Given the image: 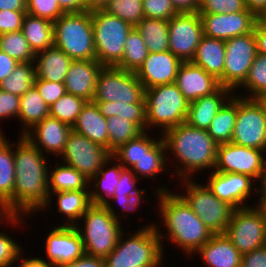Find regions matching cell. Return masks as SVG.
I'll return each instance as SVG.
<instances>
[{
    "instance_id": "16",
    "label": "cell",
    "mask_w": 266,
    "mask_h": 267,
    "mask_svg": "<svg viewBox=\"0 0 266 267\" xmlns=\"http://www.w3.org/2000/svg\"><path fill=\"white\" fill-rule=\"evenodd\" d=\"M265 161V151L232 142L223 143L217 146L214 171L248 175L259 184L263 176Z\"/></svg>"
},
{
    "instance_id": "72",
    "label": "cell",
    "mask_w": 266,
    "mask_h": 267,
    "mask_svg": "<svg viewBox=\"0 0 266 267\" xmlns=\"http://www.w3.org/2000/svg\"><path fill=\"white\" fill-rule=\"evenodd\" d=\"M260 20L266 24V12L263 14V16L260 18Z\"/></svg>"
},
{
    "instance_id": "19",
    "label": "cell",
    "mask_w": 266,
    "mask_h": 267,
    "mask_svg": "<svg viewBox=\"0 0 266 267\" xmlns=\"http://www.w3.org/2000/svg\"><path fill=\"white\" fill-rule=\"evenodd\" d=\"M204 36L221 40L252 33L259 18L248 9L229 14L199 13Z\"/></svg>"
},
{
    "instance_id": "61",
    "label": "cell",
    "mask_w": 266,
    "mask_h": 267,
    "mask_svg": "<svg viewBox=\"0 0 266 267\" xmlns=\"http://www.w3.org/2000/svg\"><path fill=\"white\" fill-rule=\"evenodd\" d=\"M19 62L0 50V83L15 69Z\"/></svg>"
},
{
    "instance_id": "44",
    "label": "cell",
    "mask_w": 266,
    "mask_h": 267,
    "mask_svg": "<svg viewBox=\"0 0 266 267\" xmlns=\"http://www.w3.org/2000/svg\"><path fill=\"white\" fill-rule=\"evenodd\" d=\"M139 189L138 191L131 193L128 195V197H112L105 203V207L108 209V211L121 223L125 224L127 220H129L128 215L130 213H133L135 215L136 210H140L139 208L142 207L140 206L142 204V201L144 200L143 203L147 205V203L150 204L149 201H151L150 197L147 195V189ZM148 196V197H147ZM147 202V203H146ZM114 204V205H113ZM118 205L117 207L115 206ZM116 208H118L116 211ZM121 208V209H119ZM122 212L120 213L119 212ZM130 212V213H129ZM122 215V216H121ZM123 221H122V219ZM126 221V222H125Z\"/></svg>"
},
{
    "instance_id": "59",
    "label": "cell",
    "mask_w": 266,
    "mask_h": 267,
    "mask_svg": "<svg viewBox=\"0 0 266 267\" xmlns=\"http://www.w3.org/2000/svg\"><path fill=\"white\" fill-rule=\"evenodd\" d=\"M257 53L266 56V24L260 19L256 22L253 30Z\"/></svg>"
},
{
    "instance_id": "48",
    "label": "cell",
    "mask_w": 266,
    "mask_h": 267,
    "mask_svg": "<svg viewBox=\"0 0 266 267\" xmlns=\"http://www.w3.org/2000/svg\"><path fill=\"white\" fill-rule=\"evenodd\" d=\"M26 12L53 23L64 14L58 0H26Z\"/></svg>"
},
{
    "instance_id": "15",
    "label": "cell",
    "mask_w": 266,
    "mask_h": 267,
    "mask_svg": "<svg viewBox=\"0 0 266 267\" xmlns=\"http://www.w3.org/2000/svg\"><path fill=\"white\" fill-rule=\"evenodd\" d=\"M256 55L253 32L225 40L223 87L235 92L247 79Z\"/></svg>"
},
{
    "instance_id": "12",
    "label": "cell",
    "mask_w": 266,
    "mask_h": 267,
    "mask_svg": "<svg viewBox=\"0 0 266 267\" xmlns=\"http://www.w3.org/2000/svg\"><path fill=\"white\" fill-rule=\"evenodd\" d=\"M266 215L256 204L234 209L224 234L243 255L263 246Z\"/></svg>"
},
{
    "instance_id": "42",
    "label": "cell",
    "mask_w": 266,
    "mask_h": 267,
    "mask_svg": "<svg viewBox=\"0 0 266 267\" xmlns=\"http://www.w3.org/2000/svg\"><path fill=\"white\" fill-rule=\"evenodd\" d=\"M35 78V63L19 62L14 71L0 83V89L21 97L34 86Z\"/></svg>"
},
{
    "instance_id": "21",
    "label": "cell",
    "mask_w": 266,
    "mask_h": 267,
    "mask_svg": "<svg viewBox=\"0 0 266 267\" xmlns=\"http://www.w3.org/2000/svg\"><path fill=\"white\" fill-rule=\"evenodd\" d=\"M182 61L171 51L148 53L135 72L145 89L175 83Z\"/></svg>"
},
{
    "instance_id": "66",
    "label": "cell",
    "mask_w": 266,
    "mask_h": 267,
    "mask_svg": "<svg viewBox=\"0 0 266 267\" xmlns=\"http://www.w3.org/2000/svg\"><path fill=\"white\" fill-rule=\"evenodd\" d=\"M111 0H85V10L94 12L98 10H105Z\"/></svg>"
},
{
    "instance_id": "53",
    "label": "cell",
    "mask_w": 266,
    "mask_h": 267,
    "mask_svg": "<svg viewBox=\"0 0 266 267\" xmlns=\"http://www.w3.org/2000/svg\"><path fill=\"white\" fill-rule=\"evenodd\" d=\"M34 86L38 90L40 97L50 108L60 97L66 94L65 84L60 82H49L35 78Z\"/></svg>"
},
{
    "instance_id": "4",
    "label": "cell",
    "mask_w": 266,
    "mask_h": 267,
    "mask_svg": "<svg viewBox=\"0 0 266 267\" xmlns=\"http://www.w3.org/2000/svg\"><path fill=\"white\" fill-rule=\"evenodd\" d=\"M140 227L136 231L127 229L121 233L116 247L104 258L105 267L165 265L164 262L168 259L162 249L154 221H148Z\"/></svg>"
},
{
    "instance_id": "62",
    "label": "cell",
    "mask_w": 266,
    "mask_h": 267,
    "mask_svg": "<svg viewBox=\"0 0 266 267\" xmlns=\"http://www.w3.org/2000/svg\"><path fill=\"white\" fill-rule=\"evenodd\" d=\"M201 0H171L177 13H197Z\"/></svg>"
},
{
    "instance_id": "54",
    "label": "cell",
    "mask_w": 266,
    "mask_h": 267,
    "mask_svg": "<svg viewBox=\"0 0 266 267\" xmlns=\"http://www.w3.org/2000/svg\"><path fill=\"white\" fill-rule=\"evenodd\" d=\"M139 178L136 177L135 173L129 168H123L120 173L119 182L115 187V194L113 197H128L129 194L138 191Z\"/></svg>"
},
{
    "instance_id": "14",
    "label": "cell",
    "mask_w": 266,
    "mask_h": 267,
    "mask_svg": "<svg viewBox=\"0 0 266 267\" xmlns=\"http://www.w3.org/2000/svg\"><path fill=\"white\" fill-rule=\"evenodd\" d=\"M110 156L111 153L103 146L72 129L59 160L91 180Z\"/></svg>"
},
{
    "instance_id": "32",
    "label": "cell",
    "mask_w": 266,
    "mask_h": 267,
    "mask_svg": "<svg viewBox=\"0 0 266 267\" xmlns=\"http://www.w3.org/2000/svg\"><path fill=\"white\" fill-rule=\"evenodd\" d=\"M53 163V164H51ZM48 168L49 192H67L71 190H89V179L74 167L60 163L53 158ZM55 163V164H54ZM55 165V166H54Z\"/></svg>"
},
{
    "instance_id": "43",
    "label": "cell",
    "mask_w": 266,
    "mask_h": 267,
    "mask_svg": "<svg viewBox=\"0 0 266 267\" xmlns=\"http://www.w3.org/2000/svg\"><path fill=\"white\" fill-rule=\"evenodd\" d=\"M109 152L112 154L120 146L138 137L144 131L132 121L112 116L107 119Z\"/></svg>"
},
{
    "instance_id": "30",
    "label": "cell",
    "mask_w": 266,
    "mask_h": 267,
    "mask_svg": "<svg viewBox=\"0 0 266 267\" xmlns=\"http://www.w3.org/2000/svg\"><path fill=\"white\" fill-rule=\"evenodd\" d=\"M72 61L64 51L55 46L38 52L34 61L36 78L64 83Z\"/></svg>"
},
{
    "instance_id": "47",
    "label": "cell",
    "mask_w": 266,
    "mask_h": 267,
    "mask_svg": "<svg viewBox=\"0 0 266 267\" xmlns=\"http://www.w3.org/2000/svg\"><path fill=\"white\" fill-rule=\"evenodd\" d=\"M105 11L136 27L144 18L142 0H111Z\"/></svg>"
},
{
    "instance_id": "60",
    "label": "cell",
    "mask_w": 266,
    "mask_h": 267,
    "mask_svg": "<svg viewBox=\"0 0 266 267\" xmlns=\"http://www.w3.org/2000/svg\"><path fill=\"white\" fill-rule=\"evenodd\" d=\"M60 267H105L104 258L84 254L72 263Z\"/></svg>"
},
{
    "instance_id": "10",
    "label": "cell",
    "mask_w": 266,
    "mask_h": 267,
    "mask_svg": "<svg viewBox=\"0 0 266 267\" xmlns=\"http://www.w3.org/2000/svg\"><path fill=\"white\" fill-rule=\"evenodd\" d=\"M145 88L135 72L103 66L97 76L93 102L145 104Z\"/></svg>"
},
{
    "instance_id": "9",
    "label": "cell",
    "mask_w": 266,
    "mask_h": 267,
    "mask_svg": "<svg viewBox=\"0 0 266 267\" xmlns=\"http://www.w3.org/2000/svg\"><path fill=\"white\" fill-rule=\"evenodd\" d=\"M96 59L103 66H116L124 54L125 40L134 28L105 10L91 12Z\"/></svg>"
},
{
    "instance_id": "56",
    "label": "cell",
    "mask_w": 266,
    "mask_h": 267,
    "mask_svg": "<svg viewBox=\"0 0 266 267\" xmlns=\"http://www.w3.org/2000/svg\"><path fill=\"white\" fill-rule=\"evenodd\" d=\"M30 217L34 218V216H27L26 217V216L12 215L10 210L6 207V204L0 200V226L1 227L2 226L5 227L8 225L9 227L11 226V228H13L15 230V229H17V227L20 228V227L28 226L25 224H27L26 221L28 222ZM25 219H26V221H25ZM2 224H4V225H2Z\"/></svg>"
},
{
    "instance_id": "35",
    "label": "cell",
    "mask_w": 266,
    "mask_h": 267,
    "mask_svg": "<svg viewBox=\"0 0 266 267\" xmlns=\"http://www.w3.org/2000/svg\"><path fill=\"white\" fill-rule=\"evenodd\" d=\"M49 107L40 97L35 86L31 87L20 97V109L18 120L22 130L19 135H24L36 123L49 116ZM21 131V132H20Z\"/></svg>"
},
{
    "instance_id": "45",
    "label": "cell",
    "mask_w": 266,
    "mask_h": 267,
    "mask_svg": "<svg viewBox=\"0 0 266 267\" xmlns=\"http://www.w3.org/2000/svg\"><path fill=\"white\" fill-rule=\"evenodd\" d=\"M0 50L18 62L35 61V54L21 30L0 34Z\"/></svg>"
},
{
    "instance_id": "1",
    "label": "cell",
    "mask_w": 266,
    "mask_h": 267,
    "mask_svg": "<svg viewBox=\"0 0 266 267\" xmlns=\"http://www.w3.org/2000/svg\"><path fill=\"white\" fill-rule=\"evenodd\" d=\"M167 185L169 184L157 185V188L152 189L154 201L156 200L158 204L155 212L160 216H158L160 220L155 221L154 226L163 251H167L165 245H173V249L179 248V251L190 259L214 233L203 224L187 202L176 191L167 188Z\"/></svg>"
},
{
    "instance_id": "64",
    "label": "cell",
    "mask_w": 266,
    "mask_h": 267,
    "mask_svg": "<svg viewBox=\"0 0 266 267\" xmlns=\"http://www.w3.org/2000/svg\"><path fill=\"white\" fill-rule=\"evenodd\" d=\"M246 8L253 12L259 19L266 12V0H245Z\"/></svg>"
},
{
    "instance_id": "24",
    "label": "cell",
    "mask_w": 266,
    "mask_h": 267,
    "mask_svg": "<svg viewBox=\"0 0 266 267\" xmlns=\"http://www.w3.org/2000/svg\"><path fill=\"white\" fill-rule=\"evenodd\" d=\"M49 193L50 199L41 212L42 214L45 213L43 215H46V212H50V209L56 208L57 213H59L62 217L59 221L63 220L64 223H58L57 220V224H55V226H75L86 210L92 205L90 202L89 190H71L67 192Z\"/></svg>"
},
{
    "instance_id": "3",
    "label": "cell",
    "mask_w": 266,
    "mask_h": 267,
    "mask_svg": "<svg viewBox=\"0 0 266 267\" xmlns=\"http://www.w3.org/2000/svg\"><path fill=\"white\" fill-rule=\"evenodd\" d=\"M162 137L170 167L171 176L168 177L175 176L177 181L195 179L200 171L203 174L207 170V173L214 170L218 144L209 135L208 130L198 129L183 122L167 130Z\"/></svg>"
},
{
    "instance_id": "27",
    "label": "cell",
    "mask_w": 266,
    "mask_h": 267,
    "mask_svg": "<svg viewBox=\"0 0 266 267\" xmlns=\"http://www.w3.org/2000/svg\"><path fill=\"white\" fill-rule=\"evenodd\" d=\"M72 129L109 151L107 118L100 113L97 105L93 101L86 102L82 107Z\"/></svg>"
},
{
    "instance_id": "70",
    "label": "cell",
    "mask_w": 266,
    "mask_h": 267,
    "mask_svg": "<svg viewBox=\"0 0 266 267\" xmlns=\"http://www.w3.org/2000/svg\"><path fill=\"white\" fill-rule=\"evenodd\" d=\"M135 267H164L163 265H142V266H135Z\"/></svg>"
},
{
    "instance_id": "67",
    "label": "cell",
    "mask_w": 266,
    "mask_h": 267,
    "mask_svg": "<svg viewBox=\"0 0 266 267\" xmlns=\"http://www.w3.org/2000/svg\"><path fill=\"white\" fill-rule=\"evenodd\" d=\"M259 192H266V161L264 164L263 176H262V179L259 183Z\"/></svg>"
},
{
    "instance_id": "51",
    "label": "cell",
    "mask_w": 266,
    "mask_h": 267,
    "mask_svg": "<svg viewBox=\"0 0 266 267\" xmlns=\"http://www.w3.org/2000/svg\"><path fill=\"white\" fill-rule=\"evenodd\" d=\"M144 18L163 19L168 21L177 15L171 0H142Z\"/></svg>"
},
{
    "instance_id": "5",
    "label": "cell",
    "mask_w": 266,
    "mask_h": 267,
    "mask_svg": "<svg viewBox=\"0 0 266 267\" xmlns=\"http://www.w3.org/2000/svg\"><path fill=\"white\" fill-rule=\"evenodd\" d=\"M75 227L81 235L85 254L101 258L111 253L127 229L104 205H91Z\"/></svg>"
},
{
    "instance_id": "2",
    "label": "cell",
    "mask_w": 266,
    "mask_h": 267,
    "mask_svg": "<svg viewBox=\"0 0 266 267\" xmlns=\"http://www.w3.org/2000/svg\"><path fill=\"white\" fill-rule=\"evenodd\" d=\"M17 141L14 143L13 215L35 216L50 199L48 168L52 158L46 157L23 135Z\"/></svg>"
},
{
    "instance_id": "8",
    "label": "cell",
    "mask_w": 266,
    "mask_h": 267,
    "mask_svg": "<svg viewBox=\"0 0 266 267\" xmlns=\"http://www.w3.org/2000/svg\"><path fill=\"white\" fill-rule=\"evenodd\" d=\"M53 36L72 60L96 59L91 12L64 13L53 23Z\"/></svg>"
},
{
    "instance_id": "20",
    "label": "cell",
    "mask_w": 266,
    "mask_h": 267,
    "mask_svg": "<svg viewBox=\"0 0 266 267\" xmlns=\"http://www.w3.org/2000/svg\"><path fill=\"white\" fill-rule=\"evenodd\" d=\"M71 130L70 125L48 116L36 123L23 136L47 157L53 158L50 157L53 155L54 159H58L64 151Z\"/></svg>"
},
{
    "instance_id": "38",
    "label": "cell",
    "mask_w": 266,
    "mask_h": 267,
    "mask_svg": "<svg viewBox=\"0 0 266 267\" xmlns=\"http://www.w3.org/2000/svg\"><path fill=\"white\" fill-rule=\"evenodd\" d=\"M150 133V134H149ZM154 137H153V136ZM152 134V132L144 131L138 137L129 140L124 145L116 149L111 155L123 166V168H131L137 160L148 151L162 136L161 134Z\"/></svg>"
},
{
    "instance_id": "49",
    "label": "cell",
    "mask_w": 266,
    "mask_h": 267,
    "mask_svg": "<svg viewBox=\"0 0 266 267\" xmlns=\"http://www.w3.org/2000/svg\"><path fill=\"white\" fill-rule=\"evenodd\" d=\"M2 230V229H0ZM7 231H0V267H12L20 252L25 248ZM14 238V239H12Z\"/></svg>"
},
{
    "instance_id": "22",
    "label": "cell",
    "mask_w": 266,
    "mask_h": 267,
    "mask_svg": "<svg viewBox=\"0 0 266 267\" xmlns=\"http://www.w3.org/2000/svg\"><path fill=\"white\" fill-rule=\"evenodd\" d=\"M175 84L189 103L212 94L220 87L214 76L191 61L179 66Z\"/></svg>"
},
{
    "instance_id": "63",
    "label": "cell",
    "mask_w": 266,
    "mask_h": 267,
    "mask_svg": "<svg viewBox=\"0 0 266 267\" xmlns=\"http://www.w3.org/2000/svg\"><path fill=\"white\" fill-rule=\"evenodd\" d=\"M64 13H80L85 10V0H58Z\"/></svg>"
},
{
    "instance_id": "40",
    "label": "cell",
    "mask_w": 266,
    "mask_h": 267,
    "mask_svg": "<svg viewBox=\"0 0 266 267\" xmlns=\"http://www.w3.org/2000/svg\"><path fill=\"white\" fill-rule=\"evenodd\" d=\"M148 50L141 33L134 27L125 40L124 54L115 66L130 72H136L147 58Z\"/></svg>"
},
{
    "instance_id": "17",
    "label": "cell",
    "mask_w": 266,
    "mask_h": 267,
    "mask_svg": "<svg viewBox=\"0 0 266 267\" xmlns=\"http://www.w3.org/2000/svg\"><path fill=\"white\" fill-rule=\"evenodd\" d=\"M169 51L182 62L192 61L204 36L199 13H178L168 20Z\"/></svg>"
},
{
    "instance_id": "41",
    "label": "cell",
    "mask_w": 266,
    "mask_h": 267,
    "mask_svg": "<svg viewBox=\"0 0 266 267\" xmlns=\"http://www.w3.org/2000/svg\"><path fill=\"white\" fill-rule=\"evenodd\" d=\"M105 118L117 116L132 121L147 131L145 104H124L121 102H94Z\"/></svg>"
},
{
    "instance_id": "71",
    "label": "cell",
    "mask_w": 266,
    "mask_h": 267,
    "mask_svg": "<svg viewBox=\"0 0 266 267\" xmlns=\"http://www.w3.org/2000/svg\"><path fill=\"white\" fill-rule=\"evenodd\" d=\"M263 246L266 247V223H265V231H264V242H263Z\"/></svg>"
},
{
    "instance_id": "46",
    "label": "cell",
    "mask_w": 266,
    "mask_h": 267,
    "mask_svg": "<svg viewBox=\"0 0 266 267\" xmlns=\"http://www.w3.org/2000/svg\"><path fill=\"white\" fill-rule=\"evenodd\" d=\"M86 102L81 97L66 93L50 107L49 116L72 127Z\"/></svg>"
},
{
    "instance_id": "57",
    "label": "cell",
    "mask_w": 266,
    "mask_h": 267,
    "mask_svg": "<svg viewBox=\"0 0 266 267\" xmlns=\"http://www.w3.org/2000/svg\"><path fill=\"white\" fill-rule=\"evenodd\" d=\"M241 267H266V247L262 246L243 254Z\"/></svg>"
},
{
    "instance_id": "34",
    "label": "cell",
    "mask_w": 266,
    "mask_h": 267,
    "mask_svg": "<svg viewBox=\"0 0 266 267\" xmlns=\"http://www.w3.org/2000/svg\"><path fill=\"white\" fill-rule=\"evenodd\" d=\"M34 54L54 46L53 22L26 14L22 30Z\"/></svg>"
},
{
    "instance_id": "36",
    "label": "cell",
    "mask_w": 266,
    "mask_h": 267,
    "mask_svg": "<svg viewBox=\"0 0 266 267\" xmlns=\"http://www.w3.org/2000/svg\"><path fill=\"white\" fill-rule=\"evenodd\" d=\"M237 117V95L233 94L217 112L208 128L209 135L219 145L231 142Z\"/></svg>"
},
{
    "instance_id": "39",
    "label": "cell",
    "mask_w": 266,
    "mask_h": 267,
    "mask_svg": "<svg viewBox=\"0 0 266 267\" xmlns=\"http://www.w3.org/2000/svg\"><path fill=\"white\" fill-rule=\"evenodd\" d=\"M242 89L244 90L241 91ZM243 92L246 93L243 94ZM265 92H266V56L257 53L254 62L250 67L247 79L237 89V91L234 92V94L243 98L258 99Z\"/></svg>"
},
{
    "instance_id": "28",
    "label": "cell",
    "mask_w": 266,
    "mask_h": 267,
    "mask_svg": "<svg viewBox=\"0 0 266 267\" xmlns=\"http://www.w3.org/2000/svg\"><path fill=\"white\" fill-rule=\"evenodd\" d=\"M123 166L111 155L99 172L89 181L92 205H105L115 194Z\"/></svg>"
},
{
    "instance_id": "23",
    "label": "cell",
    "mask_w": 266,
    "mask_h": 267,
    "mask_svg": "<svg viewBox=\"0 0 266 267\" xmlns=\"http://www.w3.org/2000/svg\"><path fill=\"white\" fill-rule=\"evenodd\" d=\"M103 65L97 59L73 60L64 80L66 93L91 102L96 92L97 76Z\"/></svg>"
},
{
    "instance_id": "11",
    "label": "cell",
    "mask_w": 266,
    "mask_h": 267,
    "mask_svg": "<svg viewBox=\"0 0 266 267\" xmlns=\"http://www.w3.org/2000/svg\"><path fill=\"white\" fill-rule=\"evenodd\" d=\"M231 142L266 152V109L258 99L237 96V117Z\"/></svg>"
},
{
    "instance_id": "37",
    "label": "cell",
    "mask_w": 266,
    "mask_h": 267,
    "mask_svg": "<svg viewBox=\"0 0 266 267\" xmlns=\"http://www.w3.org/2000/svg\"><path fill=\"white\" fill-rule=\"evenodd\" d=\"M147 46L148 53L169 50L168 21L143 18L136 26Z\"/></svg>"
},
{
    "instance_id": "33",
    "label": "cell",
    "mask_w": 266,
    "mask_h": 267,
    "mask_svg": "<svg viewBox=\"0 0 266 267\" xmlns=\"http://www.w3.org/2000/svg\"><path fill=\"white\" fill-rule=\"evenodd\" d=\"M6 137V135H0V200L6 204L13 215L14 143Z\"/></svg>"
},
{
    "instance_id": "18",
    "label": "cell",
    "mask_w": 266,
    "mask_h": 267,
    "mask_svg": "<svg viewBox=\"0 0 266 267\" xmlns=\"http://www.w3.org/2000/svg\"><path fill=\"white\" fill-rule=\"evenodd\" d=\"M52 228V229H51ZM50 230V231H49ZM45 234L41 256L54 267L72 263L85 254L81 235L75 226H53Z\"/></svg>"
},
{
    "instance_id": "50",
    "label": "cell",
    "mask_w": 266,
    "mask_h": 267,
    "mask_svg": "<svg viewBox=\"0 0 266 267\" xmlns=\"http://www.w3.org/2000/svg\"><path fill=\"white\" fill-rule=\"evenodd\" d=\"M244 9L245 0H201L198 13L229 14Z\"/></svg>"
},
{
    "instance_id": "29",
    "label": "cell",
    "mask_w": 266,
    "mask_h": 267,
    "mask_svg": "<svg viewBox=\"0 0 266 267\" xmlns=\"http://www.w3.org/2000/svg\"><path fill=\"white\" fill-rule=\"evenodd\" d=\"M191 62L214 76L223 86L225 40L203 36Z\"/></svg>"
},
{
    "instance_id": "7",
    "label": "cell",
    "mask_w": 266,
    "mask_h": 267,
    "mask_svg": "<svg viewBox=\"0 0 266 267\" xmlns=\"http://www.w3.org/2000/svg\"><path fill=\"white\" fill-rule=\"evenodd\" d=\"M176 183L177 193L187 202L193 212L214 234H224L231 220L234 207L215 196L198 179H183ZM183 190V191H182Z\"/></svg>"
},
{
    "instance_id": "25",
    "label": "cell",
    "mask_w": 266,
    "mask_h": 267,
    "mask_svg": "<svg viewBox=\"0 0 266 267\" xmlns=\"http://www.w3.org/2000/svg\"><path fill=\"white\" fill-rule=\"evenodd\" d=\"M196 255L204 267H241L242 254L225 234H214L191 257Z\"/></svg>"
},
{
    "instance_id": "68",
    "label": "cell",
    "mask_w": 266,
    "mask_h": 267,
    "mask_svg": "<svg viewBox=\"0 0 266 267\" xmlns=\"http://www.w3.org/2000/svg\"><path fill=\"white\" fill-rule=\"evenodd\" d=\"M259 203L258 205L261 207V209L264 211L266 215V192H259Z\"/></svg>"
},
{
    "instance_id": "58",
    "label": "cell",
    "mask_w": 266,
    "mask_h": 267,
    "mask_svg": "<svg viewBox=\"0 0 266 267\" xmlns=\"http://www.w3.org/2000/svg\"><path fill=\"white\" fill-rule=\"evenodd\" d=\"M24 248L20 254L18 255L17 259L15 260L13 267H54L51 263H48L45 259H42L39 255L37 256H25L24 255L27 251ZM25 251V252H24Z\"/></svg>"
},
{
    "instance_id": "55",
    "label": "cell",
    "mask_w": 266,
    "mask_h": 267,
    "mask_svg": "<svg viewBox=\"0 0 266 267\" xmlns=\"http://www.w3.org/2000/svg\"><path fill=\"white\" fill-rule=\"evenodd\" d=\"M26 10H0V34L22 30Z\"/></svg>"
},
{
    "instance_id": "31",
    "label": "cell",
    "mask_w": 266,
    "mask_h": 267,
    "mask_svg": "<svg viewBox=\"0 0 266 267\" xmlns=\"http://www.w3.org/2000/svg\"><path fill=\"white\" fill-rule=\"evenodd\" d=\"M166 144L161 136L159 140L130 168L140 180H154L163 172L169 173ZM154 178V179H153Z\"/></svg>"
},
{
    "instance_id": "52",
    "label": "cell",
    "mask_w": 266,
    "mask_h": 267,
    "mask_svg": "<svg viewBox=\"0 0 266 267\" xmlns=\"http://www.w3.org/2000/svg\"><path fill=\"white\" fill-rule=\"evenodd\" d=\"M19 109H20V96L8 93L4 90L0 89V123L4 120L7 121V119H17L19 115ZM4 119V120H3ZM0 124V135H5L6 132H4L3 127Z\"/></svg>"
},
{
    "instance_id": "13",
    "label": "cell",
    "mask_w": 266,
    "mask_h": 267,
    "mask_svg": "<svg viewBox=\"0 0 266 267\" xmlns=\"http://www.w3.org/2000/svg\"><path fill=\"white\" fill-rule=\"evenodd\" d=\"M207 174H205L208 176L205 182L207 187L220 200L229 203L235 209L249 207L259 203V184L250 176L238 173H223L214 170ZM250 197L252 199L254 198V200L251 201L252 199Z\"/></svg>"
},
{
    "instance_id": "26",
    "label": "cell",
    "mask_w": 266,
    "mask_h": 267,
    "mask_svg": "<svg viewBox=\"0 0 266 267\" xmlns=\"http://www.w3.org/2000/svg\"><path fill=\"white\" fill-rule=\"evenodd\" d=\"M233 94L230 88L220 86L212 94L190 102L185 122L198 129L208 130L217 112Z\"/></svg>"
},
{
    "instance_id": "6",
    "label": "cell",
    "mask_w": 266,
    "mask_h": 267,
    "mask_svg": "<svg viewBox=\"0 0 266 267\" xmlns=\"http://www.w3.org/2000/svg\"><path fill=\"white\" fill-rule=\"evenodd\" d=\"M144 99L147 131L163 135L186 121L190 103L175 83L145 89Z\"/></svg>"
},
{
    "instance_id": "69",
    "label": "cell",
    "mask_w": 266,
    "mask_h": 267,
    "mask_svg": "<svg viewBox=\"0 0 266 267\" xmlns=\"http://www.w3.org/2000/svg\"><path fill=\"white\" fill-rule=\"evenodd\" d=\"M258 100L264 105L266 109V92L261 97H259Z\"/></svg>"
},
{
    "instance_id": "65",
    "label": "cell",
    "mask_w": 266,
    "mask_h": 267,
    "mask_svg": "<svg viewBox=\"0 0 266 267\" xmlns=\"http://www.w3.org/2000/svg\"><path fill=\"white\" fill-rule=\"evenodd\" d=\"M0 10H26V0H0Z\"/></svg>"
}]
</instances>
